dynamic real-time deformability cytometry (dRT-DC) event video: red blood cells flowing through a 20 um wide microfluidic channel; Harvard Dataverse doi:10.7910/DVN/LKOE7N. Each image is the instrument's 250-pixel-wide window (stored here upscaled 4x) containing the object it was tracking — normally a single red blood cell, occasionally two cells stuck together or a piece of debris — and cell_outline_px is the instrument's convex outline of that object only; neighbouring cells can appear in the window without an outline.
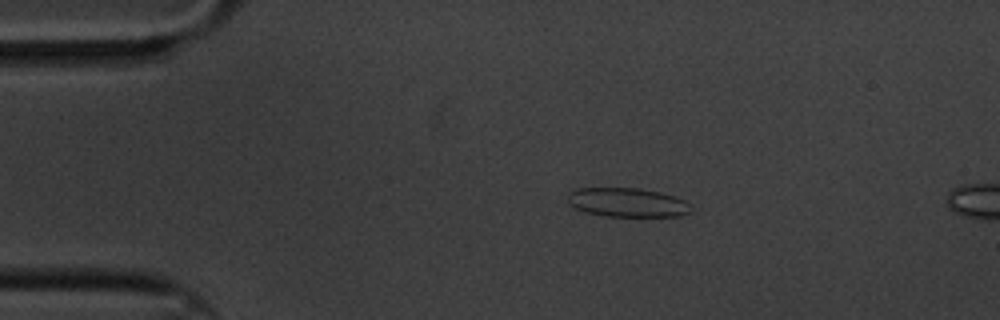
{"species": "common noctule bat (a hibernating species)", "species_latin": "Nyctalus noctula", "temperature_condition": "cold", "stored_images_in_passage": 16, "camera_frame_rate_fps": 3000, "um_per_image_px": 0.085, "animal": {"sex": "male", "body_mass_g": 20.1, "forearm_length_mm": 53.5}, "frame": {"image": 1, "passage_image": 12, "time_ms": 3.667, "image_size_px": [1000, 320], "cell_outline_px": [[692, 212], [680, 216], [604, 216], [584, 212], [568, 204], [568, 192], [572, 188], [640, 188], [660, 192], [684, 200], [692, 204]], "centroid_in_image_um": [53.31, 17.2], "position_along_channel_um": 31.7, "area_um2": 21.15}}